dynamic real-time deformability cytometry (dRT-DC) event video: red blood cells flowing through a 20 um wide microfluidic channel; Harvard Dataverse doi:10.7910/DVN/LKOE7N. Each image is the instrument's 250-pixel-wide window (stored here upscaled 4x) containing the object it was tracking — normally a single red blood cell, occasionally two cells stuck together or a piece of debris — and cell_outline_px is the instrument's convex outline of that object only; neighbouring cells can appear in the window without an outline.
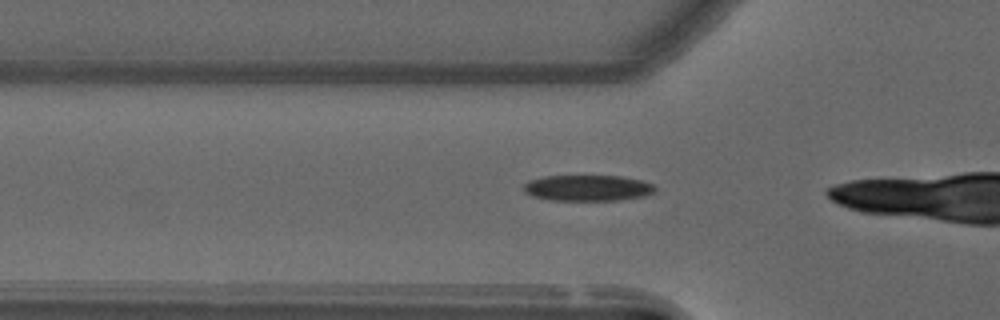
{"species": "common noctule bat (a hibernating species)", "species_latin": "Nyctalus noctula", "temperature_condition": "warm", "stored_images_in_passage": 8, "camera_frame_rate_fps": 3000, "um_per_image_px": 0.085, "animal": {"sex": "male", "forearm_length_mm": 52.5}, "frame": {"image": 1, "passage_image": 2, "time_ms": 0.333, "image_size_px": [1000, 320], "cell_outline_px": [[656, 192], [644, 196], [620, 200], [548, 200], [532, 196], [524, 192], [524, 184], [528, 180], [544, 176], [620, 176], [640, 180], [652, 184], [656, 188]], "centroid_in_image_um": [49.94, 15.98], "position_along_channel_um": 75.9, "area_um2": 19.94}}
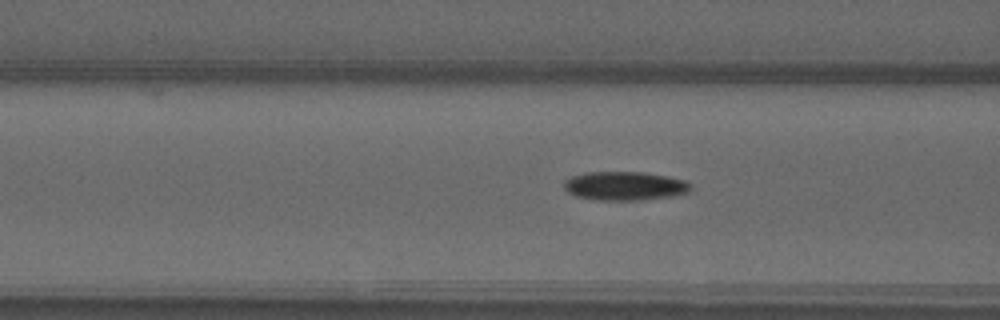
{"frame": {"image": 2, "passage_image": 5, "time_ms": 1.333, "image_size_px": [1000, 320], "cell_outline_px": [[692, 188], [688, 192], [676, 196], [636, 200], [596, 200], [576, 196], [568, 192], [564, 188], [564, 180], [572, 176], [588, 172], [644, 172], [668, 176], [684, 180], [692, 184]], "centroid_in_image_um": [53.13, 15.8], "position_along_channel_um": 113.5, "area_um2": 21.39}}